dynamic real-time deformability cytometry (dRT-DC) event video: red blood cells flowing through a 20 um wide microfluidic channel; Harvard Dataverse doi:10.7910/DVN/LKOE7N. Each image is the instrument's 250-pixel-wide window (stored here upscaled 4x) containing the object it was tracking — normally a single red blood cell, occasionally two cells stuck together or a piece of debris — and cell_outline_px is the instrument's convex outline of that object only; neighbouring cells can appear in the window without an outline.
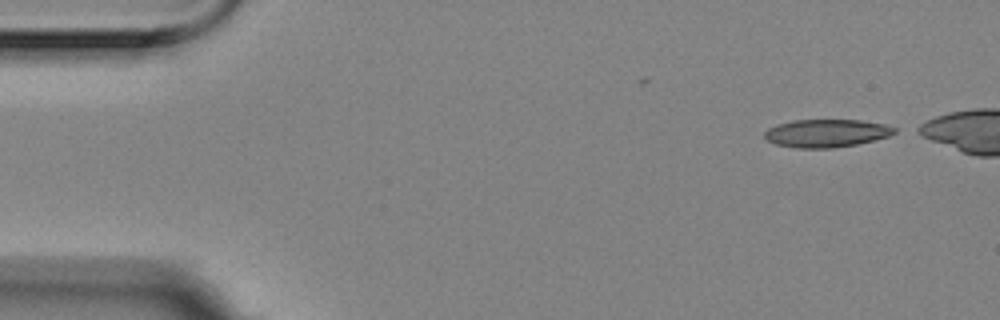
{"species": "Egyptian fruit bat (a non-hibernating species)", "species_latin": "Rousettus aegyptiacus", "temperature_condition": "room temperature", "stored_images_in_passage": 6, "segment_of_instrument_passage": [2, 2], "camera_frame_rate_fps": 3000, "um_per_image_px": 0.085, "animal": {"sex": "female"}, "frame": {"image": 1, "passage_image": 6, "time_ms": 1.667, "image_size_px": [1000, 320], "cell_outline_px": [[896, 132], [888, 136], [876, 140], [856, 144], [832, 148], [796, 148], [776, 144], [768, 140], [764, 136], [764, 132], [768, 128], [776, 124], [792, 120], [860, 120], [884, 124], [896, 128]], "centroid_in_image_um": [70.23, 11.32], "position_along_channel_um": 14.8, "area_um2": 21.15}}